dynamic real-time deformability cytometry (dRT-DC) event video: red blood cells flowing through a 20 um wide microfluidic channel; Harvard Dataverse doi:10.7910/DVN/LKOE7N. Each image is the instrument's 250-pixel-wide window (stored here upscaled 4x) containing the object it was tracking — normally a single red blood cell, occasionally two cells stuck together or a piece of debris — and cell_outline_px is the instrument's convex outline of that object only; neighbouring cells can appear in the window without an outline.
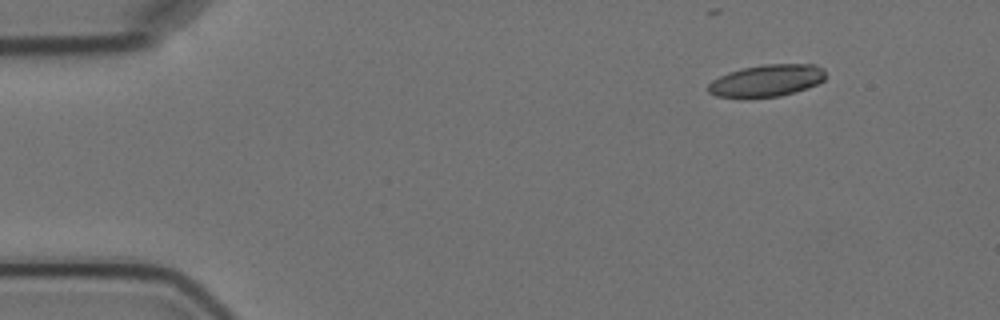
{"species": "Egyptian fruit bat (a non-hibernating species)", "species_latin": "Rousettus aegyptiacus", "temperature_condition": "cold", "stored_images_in_passage": 3, "camera_frame_rate_fps": 3000, "um_per_image_px": 0.085, "animal": {"sex": "female"}, "frame": {"image": 1, "passage_image": 1, "time_ms": 0.0, "image_size_px": [1000, 320], "cell_outline_px": [[824, 80], [808, 88], [780, 96], [716, 96], [708, 92], [708, 84], [712, 80], [728, 72], [744, 68], [764, 64], [816, 64], [824, 68]], "centroid_in_image_um": [65.2, 6.82], "position_along_channel_um": 19.8, "area_um2": 21.5}}
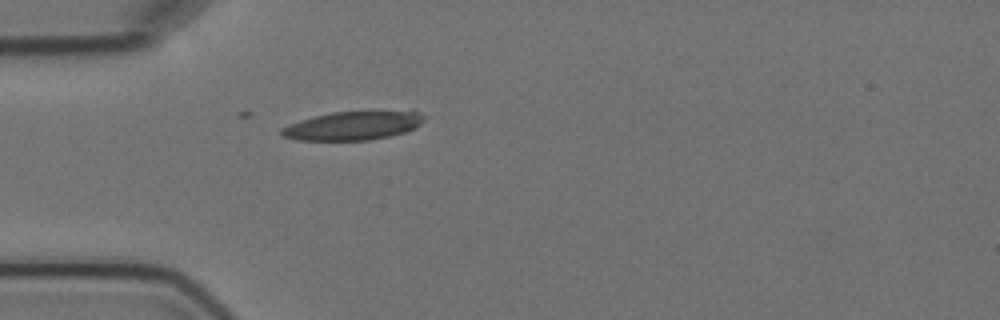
{"frame": {"image": 2, "passage_image": 3, "time_ms": 3.333, "image_size_px": [1000, 320], "cell_outline_px": [[424, 120], [416, 128], [404, 132], [388, 136], [368, 140], [296, 140], [280, 136], [280, 128], [300, 120], [332, 112], [412, 108], [420, 112], [424, 116]], "centroid_in_image_um": [30.1, 10.63], "position_along_channel_um": 54.9, "area_um2": 24.68}}